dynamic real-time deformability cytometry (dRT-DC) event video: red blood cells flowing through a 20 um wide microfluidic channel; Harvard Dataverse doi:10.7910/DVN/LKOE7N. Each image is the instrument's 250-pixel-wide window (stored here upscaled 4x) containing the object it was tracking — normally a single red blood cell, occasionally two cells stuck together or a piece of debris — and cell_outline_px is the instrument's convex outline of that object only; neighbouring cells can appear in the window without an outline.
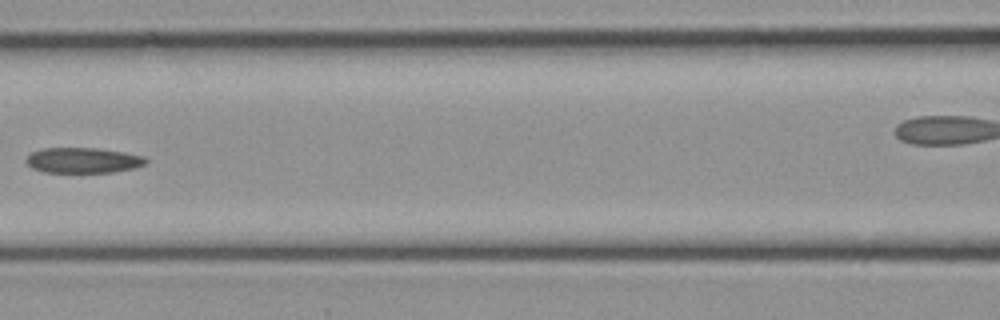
{"species": "common noctule bat (a hibernating species)", "species_latin": "Nyctalus noctula", "temperature_condition": "cold", "stored_images_in_passage": 16, "segment_of_instrument_passage": [1, 2], "camera_frame_rate_fps": 3000, "um_per_image_px": 0.085, "animal": {"sex": "female", "body_mass_g": 21.9}, "frame": {"image": 1, "passage_image": 14, "time_ms": 4.333, "image_size_px": [1000, 320], "cell_outline_px": [[148, 160], [144, 164], [132, 168], [112, 172], [44, 172], [32, 168], [24, 160], [32, 152], [40, 148], [100, 148], [124, 152], [144, 156]], "centroid_in_image_um": [7.03, 13.61], "position_along_channel_um": 159.6, "area_um2": 17.69}}